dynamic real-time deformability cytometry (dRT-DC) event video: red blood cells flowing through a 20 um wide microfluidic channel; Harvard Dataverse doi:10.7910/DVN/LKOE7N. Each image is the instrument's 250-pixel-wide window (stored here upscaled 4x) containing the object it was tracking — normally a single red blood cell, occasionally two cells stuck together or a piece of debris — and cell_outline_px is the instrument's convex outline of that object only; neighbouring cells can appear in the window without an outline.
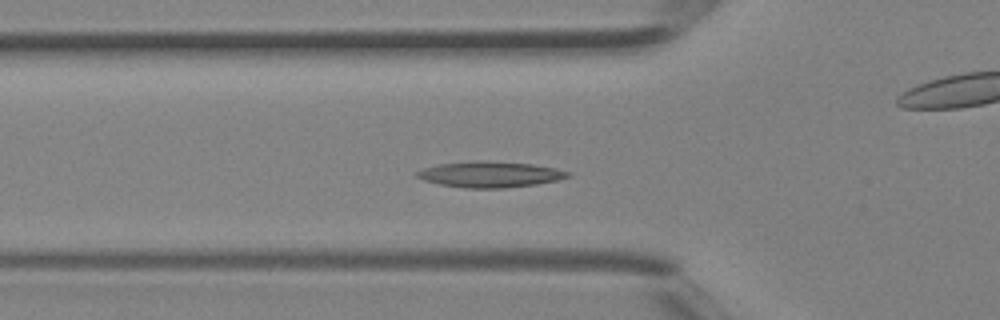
{"species": "Egyptian fruit bat (a non-hibernating species)", "species_latin": "Rousettus aegyptiacus", "temperature_condition": "room temperature", "stored_images_in_passage": 26, "camera_frame_rate_fps": 3000, "um_per_image_px": 0.085, "animal": {"sex": "female"}, "frame": {"image": 1, "passage_image": 6, "time_ms": 1.667, "image_size_px": [1000, 320], "cell_outline_px": [[568, 176], [556, 180], [536, 184], [504, 188], [464, 188], [440, 184], [424, 180], [416, 176], [416, 172], [424, 168], [440, 164], [532, 164], [556, 168], [568, 172]], "centroid_in_image_um": [41.65, 14.88], "position_along_channel_um": 84.1, "area_um2": 21.1}}
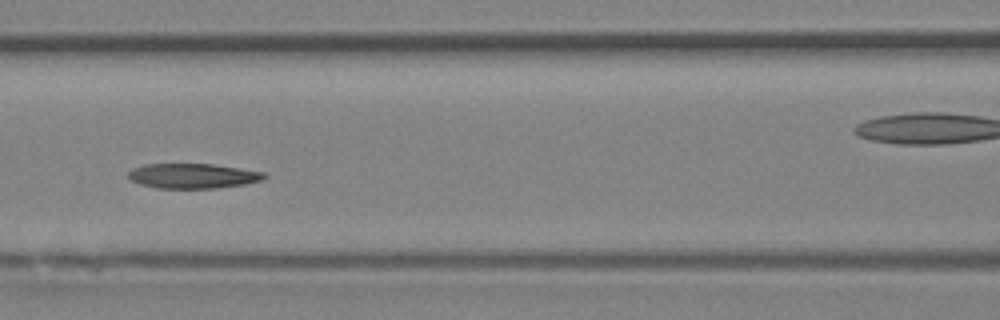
{"frame": {"image": 2, "passage_image": 10, "time_ms": 3.0, "image_size_px": [1000, 320], "cell_outline_px": [[268, 176], [260, 180], [244, 184], [220, 188], [156, 188], [140, 184], [132, 180], [128, 176], [128, 172], [132, 168], [144, 164], [212, 164], [240, 168], [264, 172]], "centroid_in_image_um": [16.38, 14.95], "position_along_channel_um": 150.2, "area_um2": 19.71}}
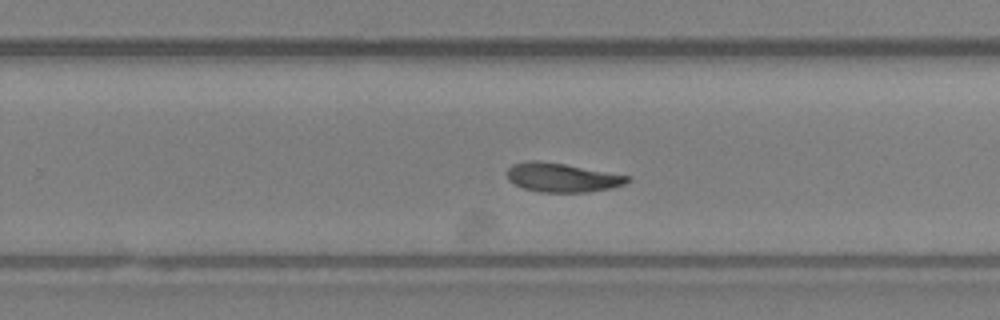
{"frame": {"image": 3, "passage_image": 18, "time_ms": 5.667, "image_size_px": [1000, 320], "cell_outline_px": [[632, 180], [624, 184], [612, 188], [588, 192], [540, 192], [524, 188], [508, 180], [508, 168], [512, 164], [528, 160], [540, 160], [564, 164], [632, 176]], "centroid_in_image_um": [47.81, 15.08], "position_along_channel_um": 282.0, "area_um2": 20.4}}